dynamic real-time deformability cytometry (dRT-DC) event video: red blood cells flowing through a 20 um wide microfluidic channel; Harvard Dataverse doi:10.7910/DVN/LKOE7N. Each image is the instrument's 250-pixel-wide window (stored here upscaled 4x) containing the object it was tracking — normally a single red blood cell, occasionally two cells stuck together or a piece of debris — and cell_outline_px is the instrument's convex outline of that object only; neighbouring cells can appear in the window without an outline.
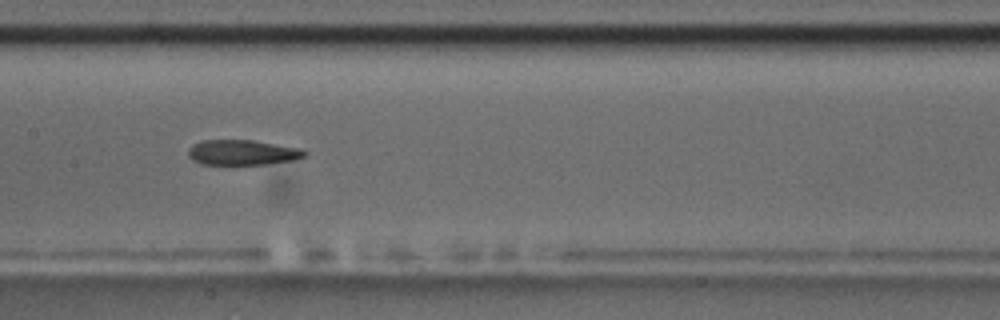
{"species": "common noctule bat (a hibernating species)", "species_latin": "Nyctalus noctula", "temperature_condition": "room temperature", "stored_images_in_passage": 8, "camera_frame_rate_fps": 3000, "um_per_image_px": 0.085, "animal": {"sex": "male", "body_mass_g": 17.5, "forearm_length_mm": 52.3}, "frame": {"image": 1, "passage_image": 7, "time_ms": 7.667, "image_size_px": [1000, 320], "cell_outline_px": [[308, 156], [296, 160], [264, 164], [200, 164], [192, 160], [188, 156], [188, 148], [192, 144], [200, 140], [252, 140], [300, 148], [308, 152]], "centroid_in_image_um": [20.61, 12.96], "position_along_channel_um": 186.8, "area_um2": 17.28}}